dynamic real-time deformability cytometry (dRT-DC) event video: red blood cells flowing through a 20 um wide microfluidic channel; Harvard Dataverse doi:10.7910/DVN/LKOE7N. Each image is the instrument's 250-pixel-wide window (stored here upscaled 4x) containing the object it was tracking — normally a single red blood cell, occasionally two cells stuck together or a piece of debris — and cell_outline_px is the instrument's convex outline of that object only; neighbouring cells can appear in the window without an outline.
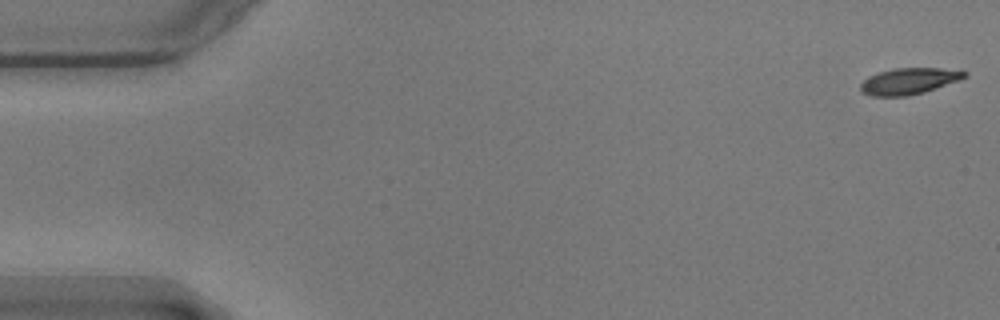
{"species": "common noctule bat (a hibernating species)", "species_latin": "Nyctalus noctula", "temperature_condition": "warm", "stored_images_in_passage": 9, "camera_frame_rate_fps": 3000, "um_per_image_px": 0.085, "animal": {"sex": "male", "body_mass_g": 17.9}, "frame": {"image": 1, "passage_image": 1, "time_ms": 0.0, "image_size_px": [1000, 320], "cell_outline_px": [[968, 76], [960, 80], [924, 92], [908, 96], [872, 96], [860, 92], [860, 84], [868, 76], [892, 68], [940, 68], [968, 72]], "centroid_in_image_um": [77.25, 6.9], "position_along_channel_um": 7.8, "area_um2": 16.01}}